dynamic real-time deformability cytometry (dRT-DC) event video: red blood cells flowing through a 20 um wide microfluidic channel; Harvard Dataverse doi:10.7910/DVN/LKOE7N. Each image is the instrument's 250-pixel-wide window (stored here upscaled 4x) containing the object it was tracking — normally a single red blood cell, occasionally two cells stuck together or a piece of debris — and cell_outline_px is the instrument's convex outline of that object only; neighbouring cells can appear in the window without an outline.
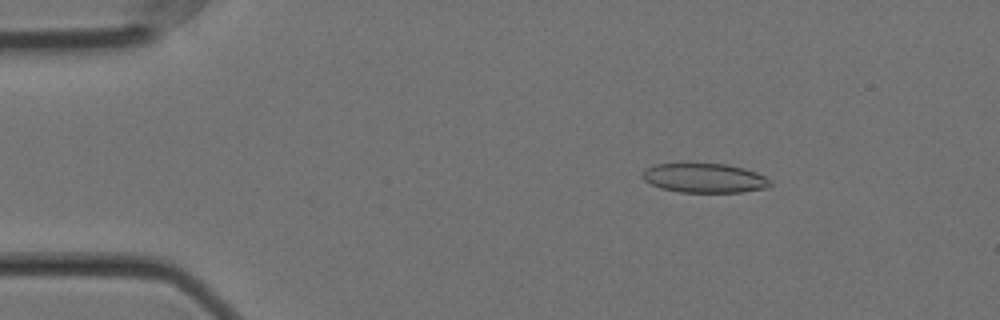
{"species": "Egyptian fruit bat (a non-hibernating species)", "species_latin": "Rousettus aegyptiacus", "temperature_condition": "cold", "stored_images_in_passage": 56, "camera_frame_rate_fps": 3000, "um_per_image_px": 0.085, "animal": {"sex": "female"}, "frame": {"image": 1, "passage_image": 8, "time_ms": 2.333, "image_size_px": [1000, 320], "cell_outline_px": [[772, 184], [768, 188], [744, 192], [680, 192], [660, 188], [644, 180], [640, 176], [640, 172], [644, 168], [656, 164], [728, 164], [744, 168], [756, 172], [772, 180]], "centroid_in_image_um": [59.88, 15.14], "position_along_channel_um": 25.1, "area_um2": 22.08}}
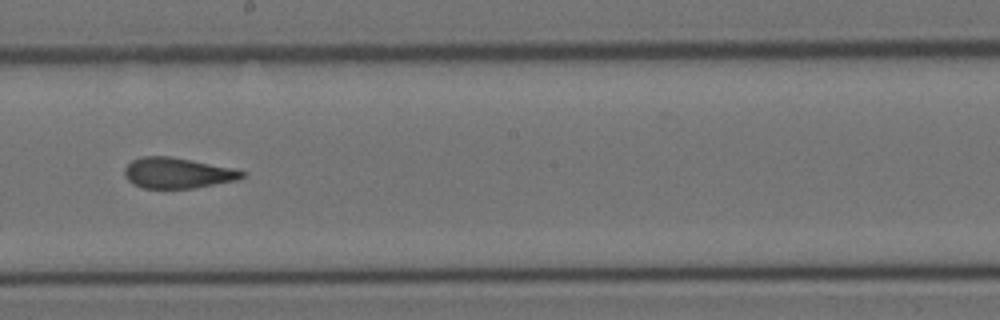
{"frame": {"image": 2, "passage_image": 31, "time_ms": 10.0, "image_size_px": [1000, 320], "cell_outline_px": [[244, 176], [236, 180], [196, 188], [144, 188], [132, 184], [124, 176], [124, 168], [132, 160], [140, 156], [168, 156], [232, 168], [244, 172]], "centroid_in_image_um": [15.02, 14.71], "position_along_channel_um": 233.2, "area_um2": 20.81}}
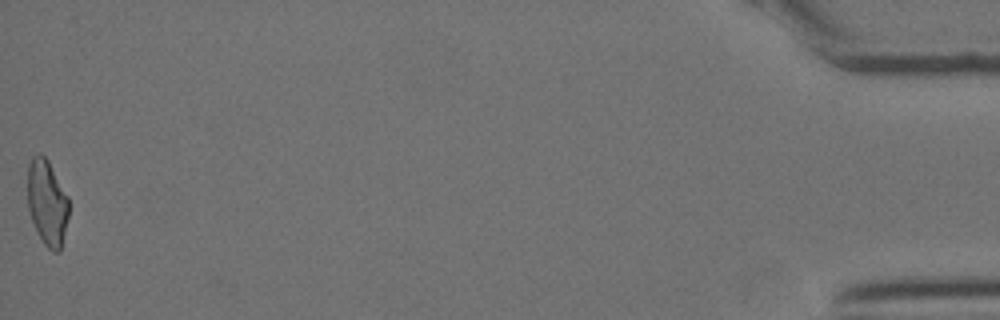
{"frame": {"image": 3, "passage_image": 56, "time_ms": 18.333, "image_size_px": [1000, 320], "cell_outline_px": [[68, 216], [60, 252], [52, 252], [44, 244], [32, 220], [28, 208], [28, 164], [32, 156], [40, 152], [48, 160], [68, 196]], "centroid_in_image_um": [4.0, 17.2], "position_along_channel_um": 431.2, "area_um2": 20.46}, "authors_computed_cell_mechanics": {"area_um2": 21.7617, "velocity_mm_per_s": 3.5572, "shape_relaxation_time_tau1_ms": null, "shape_relaxation_time_tau2_ms": 2.1174, "deformation_change_tau1": null, "deformation_change_tau2": 0.0875}}